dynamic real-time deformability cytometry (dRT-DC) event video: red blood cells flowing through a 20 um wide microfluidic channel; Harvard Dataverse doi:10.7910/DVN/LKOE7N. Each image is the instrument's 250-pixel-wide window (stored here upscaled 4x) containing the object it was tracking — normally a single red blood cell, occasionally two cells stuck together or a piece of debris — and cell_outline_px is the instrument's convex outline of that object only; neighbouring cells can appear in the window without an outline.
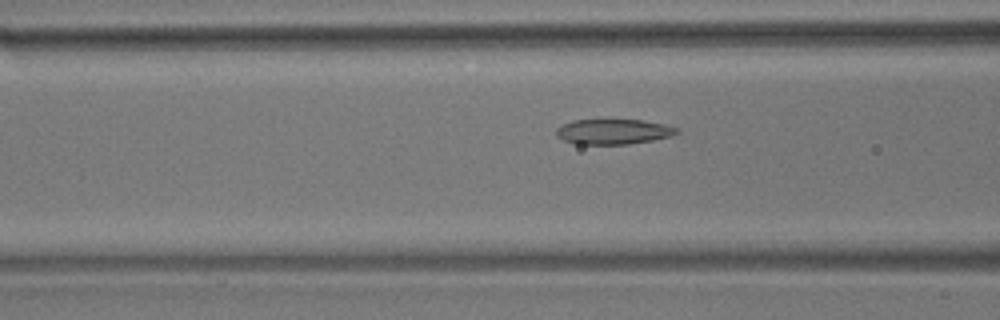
{"species": "common noctule bat (a hibernating species)", "species_latin": "Nyctalus noctula", "temperature_condition": "room temperature", "stored_images_in_passage": 42, "camera_frame_rate_fps": 3000, "um_per_image_px": 0.085, "animal": {"sex": "male", "body_mass_g": 17.9}, "frame": {"image": 1, "passage_image": 7, "time_ms": 2.0, "image_size_px": [1000, 320], "cell_outline_px": [[680, 132], [672, 136], [652, 140], [628, 144], [576, 144], [564, 140], [556, 136], [556, 128], [560, 124], [572, 120], [640, 120], [664, 124], [680, 128]], "centroid_in_image_um": [52.13, 11.19], "position_along_channel_um": 114.5, "area_um2": 17.8}}
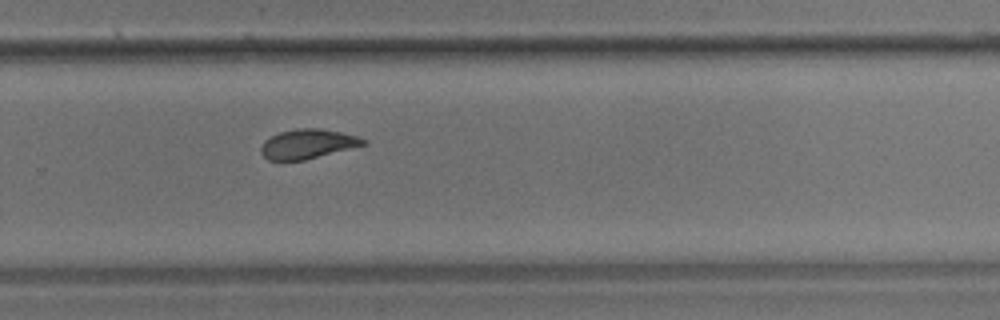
{"frame": {"image": 2, "passage_image": 23, "time_ms": 7.333, "image_size_px": [1000, 320], "cell_outline_px": [[368, 144], [304, 160], [268, 160], [260, 152], [260, 148], [264, 140], [280, 132], [296, 128], [320, 128], [340, 132], [356, 136], [368, 140]], "centroid_in_image_um": [26.16, 12.23], "position_along_channel_um": 303.6, "area_um2": 17.57}}
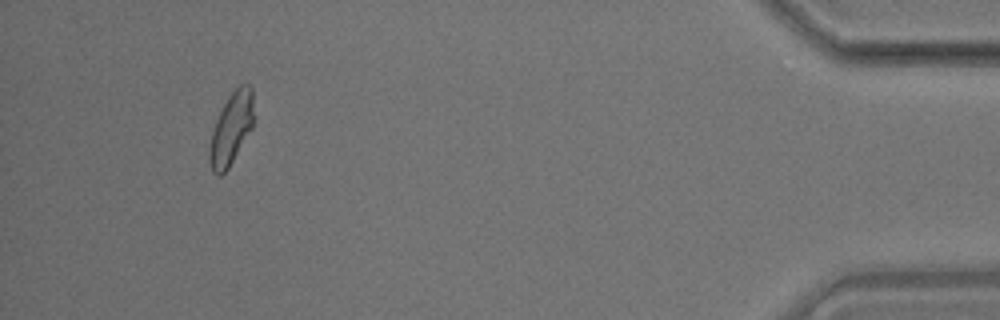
{"frame": {"image": 3, "passage_image": 38, "time_ms": 12.333, "image_size_px": [1000, 320], "cell_outline_px": [[252, 128], [228, 168], [220, 176], [216, 176], [212, 172], [208, 160], [208, 152], [212, 132], [216, 120], [228, 96], [240, 84], [248, 84], [252, 88]], "centroid_in_image_um": [19.62, 10.97], "position_along_channel_um": 415.6, "area_um2": 18.26}, "authors_computed_cell_mechanics": {"area_um2": 18.2359, "velocity_mm_per_s": 3.5486, "shape_relaxation_time_tau1_ms": 5.417, "shape_relaxation_time_tau2_ms": 1.9434, "deformation_change_tau1": 0.1514, "deformation_change_tau2": 0.0847}}